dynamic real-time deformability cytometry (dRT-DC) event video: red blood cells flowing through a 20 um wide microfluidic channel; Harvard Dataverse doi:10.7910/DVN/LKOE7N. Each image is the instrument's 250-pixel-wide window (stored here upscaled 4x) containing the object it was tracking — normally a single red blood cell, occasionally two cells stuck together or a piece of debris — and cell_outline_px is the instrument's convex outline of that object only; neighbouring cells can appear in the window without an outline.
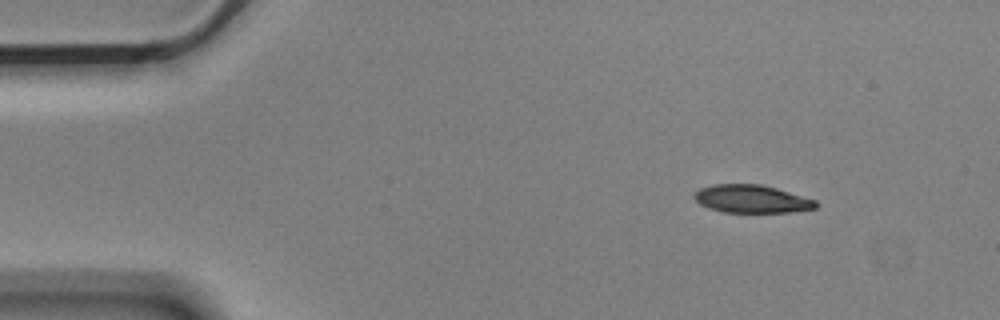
{"species": "Egyptian fruit bat (a non-hibernating species)", "species_latin": "Rousettus aegyptiacus", "temperature_condition": "cold", "stored_images_in_passage": 3, "camera_frame_rate_fps": 3000, "um_per_image_px": 0.085, "animal": {"sex": "male"}, "frame": {"image": 1, "passage_image": 1, "time_ms": 0.0, "image_size_px": [1000, 320], "cell_outline_px": [[816, 208], [788, 212], [724, 212], [708, 208], [700, 204], [692, 196], [700, 188], [712, 184], [760, 184], [776, 188], [816, 200]], "centroid_in_image_um": [63.85, 16.9], "position_along_channel_um": 21.1, "area_um2": 19.65}}